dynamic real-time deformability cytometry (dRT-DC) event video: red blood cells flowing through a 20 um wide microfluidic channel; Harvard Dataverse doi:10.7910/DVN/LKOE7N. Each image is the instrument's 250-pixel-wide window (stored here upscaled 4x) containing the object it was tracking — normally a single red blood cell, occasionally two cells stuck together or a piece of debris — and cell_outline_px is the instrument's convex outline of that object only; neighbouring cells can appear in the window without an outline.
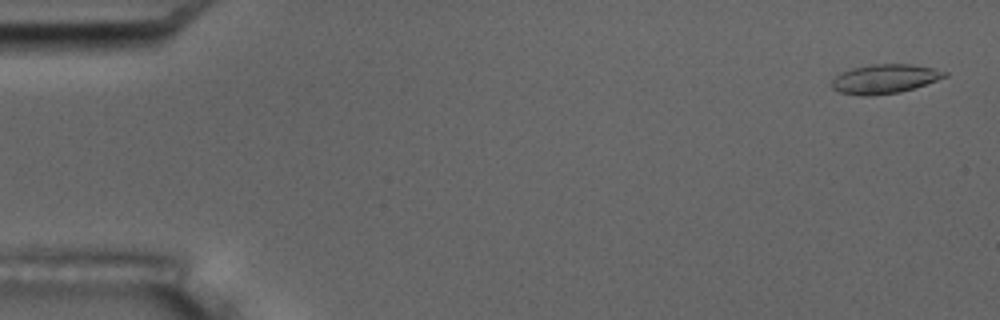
{"species": "common noctule bat (a hibernating species)", "species_latin": "Nyctalus noctula", "temperature_condition": "room temperature", "stored_images_in_passage": 7, "camera_frame_rate_fps": 3000, "um_per_image_px": 0.085, "animal": {"sex": "male", "body_mass_g": 17.5, "forearm_length_mm": 52.3}, "frame": {"image": 1, "passage_image": 1, "time_ms": 0.0, "image_size_px": [1000, 320], "cell_outline_px": [[948, 76], [900, 92], [872, 96], [860, 96], [840, 92], [832, 88], [832, 80], [836, 76], [852, 68], [872, 64], [912, 64], [932, 68], [948, 72]], "centroid_in_image_um": [75.19, 6.71], "position_along_channel_um": 9.8, "area_um2": 19.02}}